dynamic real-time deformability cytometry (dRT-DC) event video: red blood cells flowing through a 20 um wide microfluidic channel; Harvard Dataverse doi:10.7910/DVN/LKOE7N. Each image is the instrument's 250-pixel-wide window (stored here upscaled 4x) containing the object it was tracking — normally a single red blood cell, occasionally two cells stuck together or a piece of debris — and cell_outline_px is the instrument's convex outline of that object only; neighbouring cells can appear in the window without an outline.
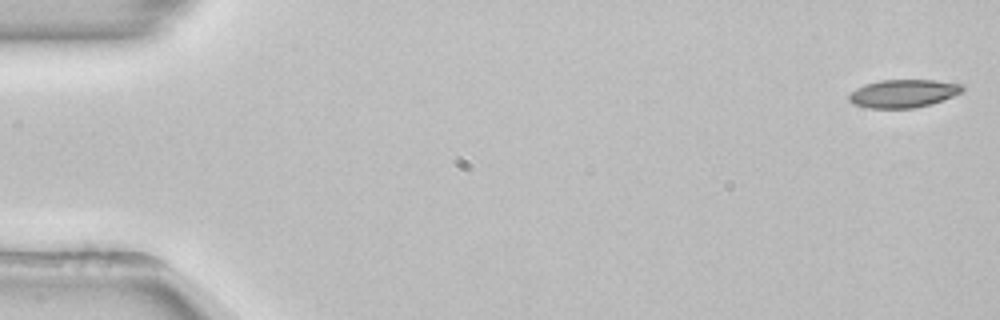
{"species": "common noctule bat (a hibernating species)", "species_latin": "Nyctalus noctula", "temperature_condition": "room temperature", "stored_images_in_passage": 24, "camera_frame_rate_fps": 3000, "um_per_image_px": 0.085, "animal": {"sex": "female", "body_mass_g": 22.7, "forearm_length_mm": 54.2}, "frame": {"image": 1, "passage_image": 1, "time_ms": 0.0, "image_size_px": [1000, 320], "cell_outline_px": [[964, 88], [960, 92], [952, 96], [928, 104], [912, 108], [868, 108], [852, 104], [848, 100], [848, 92], [864, 84], [880, 80], [936, 80], [964, 84]], "centroid_in_image_um": [76.71, 7.93], "position_along_channel_um": 8.3, "area_um2": 18.55}}
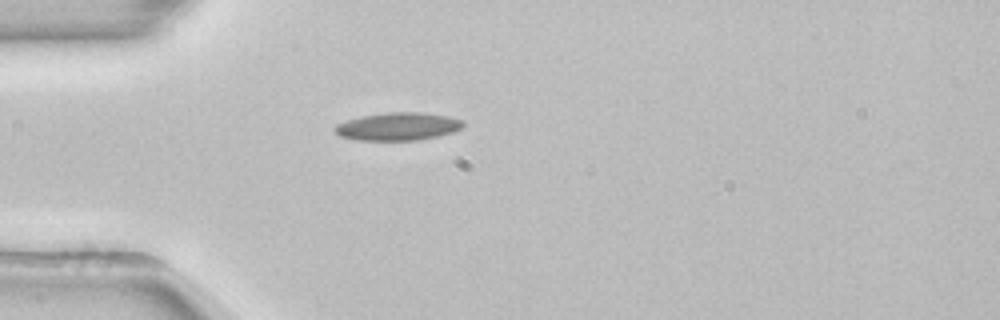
{"frame": {"image": 2, "passage_image": 15, "time_ms": 4.667, "image_size_px": [1000, 320], "cell_outline_px": [[464, 124], [460, 128], [452, 132], [436, 136], [416, 140], [356, 140], [340, 136], [332, 128], [336, 124], [360, 116], [388, 112], [424, 112], [448, 116], [464, 120]], "centroid_in_image_um": [33.81, 10.74], "position_along_channel_um": 51.2, "area_um2": 20.81}}